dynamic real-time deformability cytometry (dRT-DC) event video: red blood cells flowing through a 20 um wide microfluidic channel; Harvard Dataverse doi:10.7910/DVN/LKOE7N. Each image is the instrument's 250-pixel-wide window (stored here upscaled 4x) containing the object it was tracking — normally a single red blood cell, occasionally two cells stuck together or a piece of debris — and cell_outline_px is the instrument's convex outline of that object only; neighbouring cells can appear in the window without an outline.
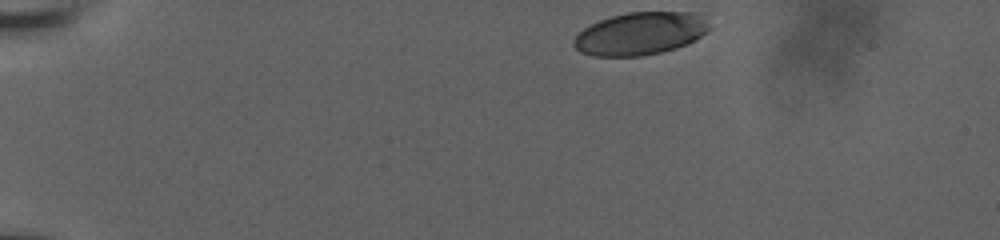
{"species": "human", "species_latin": "Homo sapiens", "temperature_condition": "room temperature", "stored_images_in_passage": 31, "camera_frame_rate_fps": 3000, "um_per_image_px": 0.085, "donor": {"sex": "male"}, "frame": {"image": 1, "passage_image": 1, "time_ms": 0.0, "image_size_px": [1000, 240], "cell_outline_px": [[712, 28], [700, 36], [676, 48], [660, 52], [640, 56], [592, 56], [580, 52], [572, 44], [572, 40], [584, 28], [600, 20], [612, 16], [628, 12], [704, 12]], "centroid_in_image_um": [54.46, 2.83], "position_along_channel_um": 30.5, "area_um2": 33.87}}
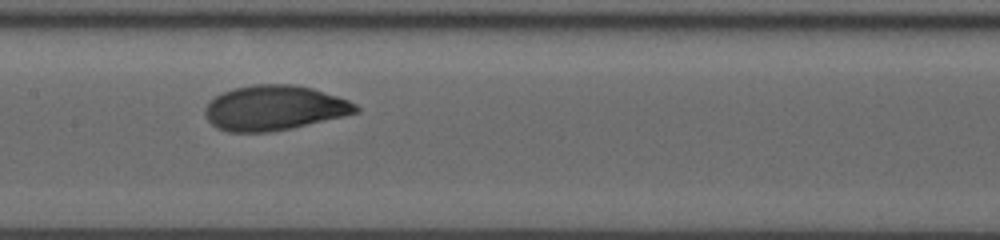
{"frame": {"image": 2, "passage_image": 18, "time_ms": 6.667, "image_size_px": [1000, 240], "cell_outline_px": [[360, 112], [344, 116], [288, 128], [268, 132], [228, 132], [216, 128], [208, 120], [204, 112], [204, 108], [216, 96], [224, 92], [236, 88], [252, 84], [296, 84], [312, 88], [348, 100], [356, 104], [360, 108]], "centroid_in_image_um": [23.31, 9.17], "position_along_channel_um": 184.1, "area_um2": 39.19}}
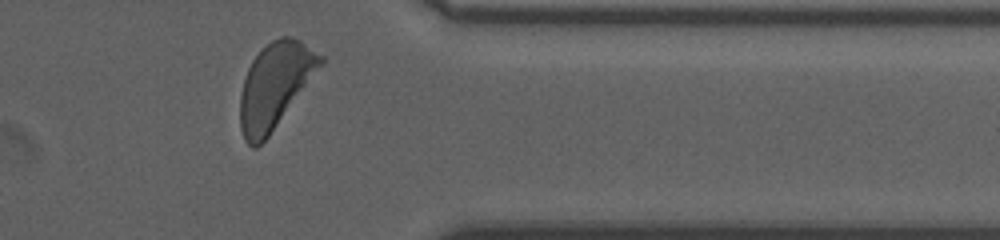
{"frame": {"image": 3, "passage_image": 31, "time_ms": 12.333, "image_size_px": [1000, 240], "cell_outline_px": [[324, 60], [268, 136], [256, 148], [252, 148], [244, 140], [240, 128], [240, 96], [244, 80], [248, 68], [252, 60], [272, 40], [280, 36], [288, 36], [300, 40], [324, 56]], "centroid_in_image_um": [23.33, 7.26], "position_along_channel_um": 388.1, "area_um2": 38.78}, "authors_computed_cell_mechanics": {"area_um2": 38.726, "velocity_mm_per_s": 3.7383, "shape_relaxation_time_tau1_ms": 2.6372, "shape_relaxation_time_tau2_ms": null, "deformation_change_tau1": 0.1312, "deformation_change_tau2": null}}